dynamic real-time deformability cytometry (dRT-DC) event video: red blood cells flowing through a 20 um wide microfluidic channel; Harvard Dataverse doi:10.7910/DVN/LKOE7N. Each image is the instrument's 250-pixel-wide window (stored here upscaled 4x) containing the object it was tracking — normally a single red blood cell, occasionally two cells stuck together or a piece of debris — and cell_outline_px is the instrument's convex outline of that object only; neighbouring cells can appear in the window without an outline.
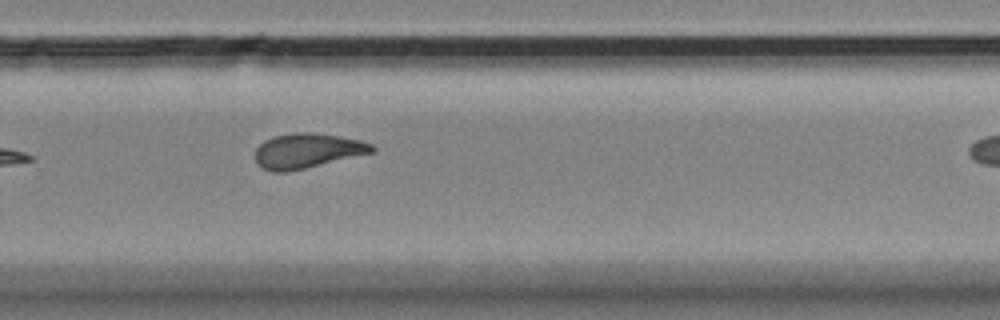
{"species": "Egyptian fruit bat (a non-hibernating species)", "species_latin": "Rousettus aegyptiacus", "temperature_condition": "room temperature", "stored_images_in_passage": 10, "segment_of_instrument_passage": [1, 2], "camera_frame_rate_fps": 3000, "um_per_image_px": 0.085, "animal": {"sex": "female"}, "frame": {"image": 1, "passage_image": 9, "time_ms": 9.667, "image_size_px": [1000, 320], "cell_outline_px": [[376, 148], [372, 152], [288, 172], [272, 172], [260, 168], [256, 164], [256, 148], [264, 140], [272, 136], [296, 132], [308, 132], [340, 136], [360, 140], [372, 144]], "centroid_in_image_um": [26.06, 12.81], "position_along_channel_um": 303.7, "area_um2": 23.64}}